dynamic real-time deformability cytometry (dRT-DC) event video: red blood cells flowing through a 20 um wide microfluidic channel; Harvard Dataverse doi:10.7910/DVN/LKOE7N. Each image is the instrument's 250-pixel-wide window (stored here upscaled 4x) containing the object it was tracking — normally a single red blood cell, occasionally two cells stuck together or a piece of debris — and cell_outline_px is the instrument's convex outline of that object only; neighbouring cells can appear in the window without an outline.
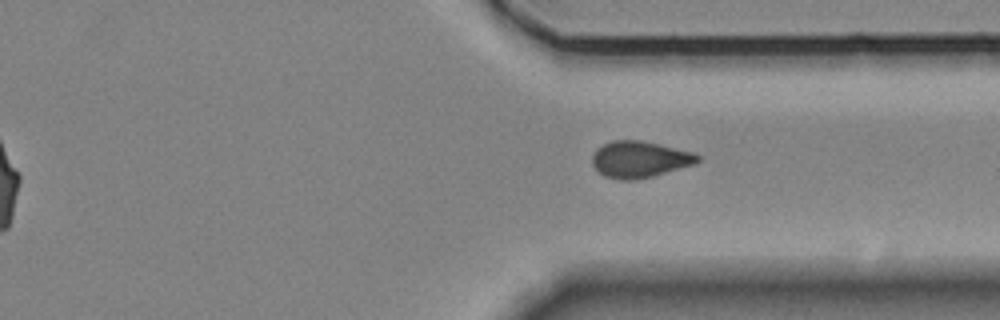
{"species": "Egyptian fruit bat (a non-hibernating species)", "species_latin": "Rousettus aegyptiacus", "temperature_condition": "room temperature", "stored_images_in_passage": 13, "segment_of_instrument_passage": [2, 2], "camera_frame_rate_fps": 3000, "um_per_image_px": 0.085, "animal": {"sex": "female"}, "frame": {"image": 1, "passage_image": 13, "time_ms": 4.0, "image_size_px": [1000, 320], "cell_outline_px": [[700, 160], [696, 164], [652, 176], [636, 180], [620, 180], [604, 176], [592, 164], [592, 156], [596, 148], [612, 140], [640, 140], [660, 144], [696, 152], [700, 156]], "centroid_in_image_um": [54.4, 13.54], "position_along_channel_um": 357.0, "area_um2": 22.6}}